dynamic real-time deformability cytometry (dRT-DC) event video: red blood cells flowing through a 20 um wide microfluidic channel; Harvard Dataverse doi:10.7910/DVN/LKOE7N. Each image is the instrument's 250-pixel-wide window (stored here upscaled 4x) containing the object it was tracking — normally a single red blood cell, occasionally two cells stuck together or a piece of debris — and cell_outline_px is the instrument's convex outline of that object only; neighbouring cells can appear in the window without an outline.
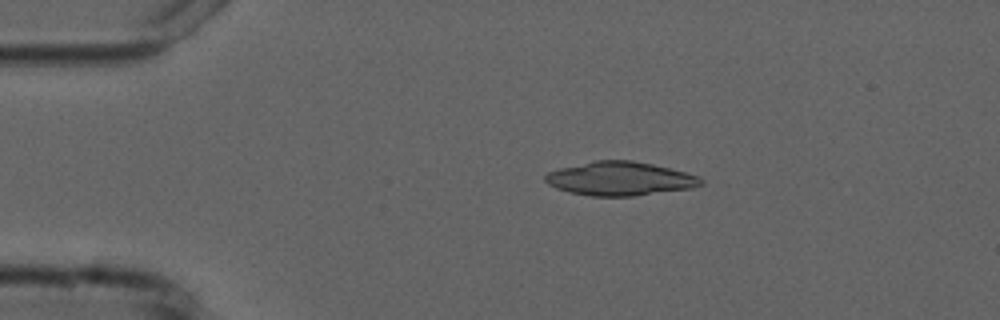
{"species": "common noctule bat (a hibernating species)", "species_latin": "Nyctalus noctula", "temperature_condition": "cold", "stored_images_in_passage": 6, "camera_frame_rate_fps": 3000, "um_per_image_px": 0.085, "animal": {"sex": "male", "forearm_length_mm": 52.5}, "frame": {"image": 1, "passage_image": 3, "time_ms": 2.333, "image_size_px": [1000, 320], "cell_outline_px": [[704, 184], [692, 188], [632, 196], [592, 196], [568, 192], [556, 188], [548, 184], [544, 180], [544, 176], [548, 172], [560, 168], [592, 160], [632, 160], [652, 164], [700, 176], [704, 180]], "centroid_in_image_um": [52.69, 15.18], "position_along_channel_um": 32.3, "area_um2": 30.69}}